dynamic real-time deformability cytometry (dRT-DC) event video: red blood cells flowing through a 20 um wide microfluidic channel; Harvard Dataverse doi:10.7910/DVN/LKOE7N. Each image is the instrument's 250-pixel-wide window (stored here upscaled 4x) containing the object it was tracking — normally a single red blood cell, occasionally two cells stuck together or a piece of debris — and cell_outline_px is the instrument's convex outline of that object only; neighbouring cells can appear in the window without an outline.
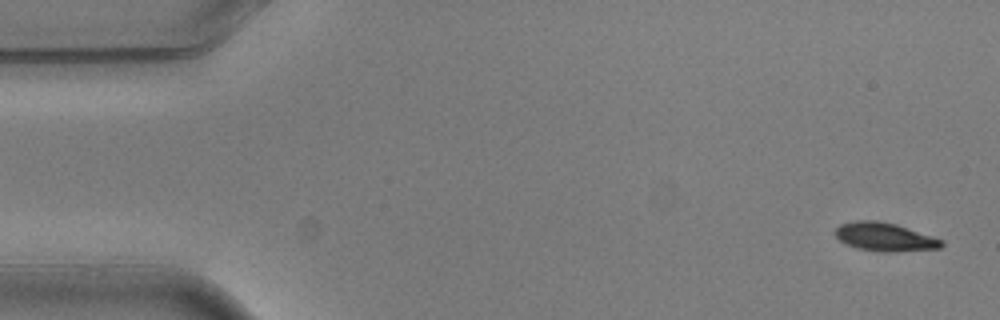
{"species": "common noctule bat (a hibernating species)", "species_latin": "Nyctalus noctula", "temperature_condition": "warm", "stored_images_in_passage": 4, "camera_frame_rate_fps": 3000, "um_per_image_px": 0.085, "animal": {"sex": "male", "body_mass_g": 20.5, "forearm_length_mm": 52.5}, "frame": {"image": 1, "passage_image": 1, "time_ms": 0.0, "image_size_px": [1000, 320], "cell_outline_px": [[944, 244], [940, 248], [892, 252], [880, 252], [856, 248], [840, 240], [836, 236], [836, 228], [840, 224], [856, 220], [880, 220], [896, 224], [944, 240]], "centroid_in_image_um": [75.21, 20.13], "position_along_channel_um": 9.8, "area_um2": 17.63}}
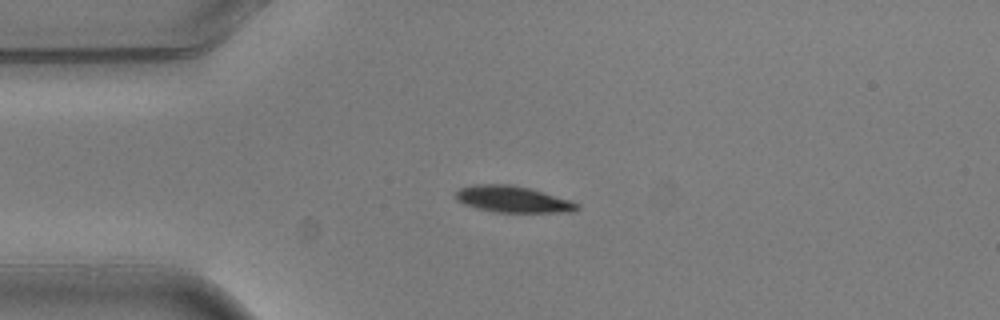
{"frame": {"image": 2, "passage_image": 4, "time_ms": 1.0, "image_size_px": [1000, 320], "cell_outline_px": [[580, 208], [572, 212], [496, 212], [476, 208], [464, 204], [456, 200], [456, 192], [460, 188], [472, 184], [512, 184], [528, 188], [572, 200], [580, 204]], "centroid_in_image_um": [43.6, 16.93], "position_along_channel_um": 41.4, "area_um2": 18.79}}